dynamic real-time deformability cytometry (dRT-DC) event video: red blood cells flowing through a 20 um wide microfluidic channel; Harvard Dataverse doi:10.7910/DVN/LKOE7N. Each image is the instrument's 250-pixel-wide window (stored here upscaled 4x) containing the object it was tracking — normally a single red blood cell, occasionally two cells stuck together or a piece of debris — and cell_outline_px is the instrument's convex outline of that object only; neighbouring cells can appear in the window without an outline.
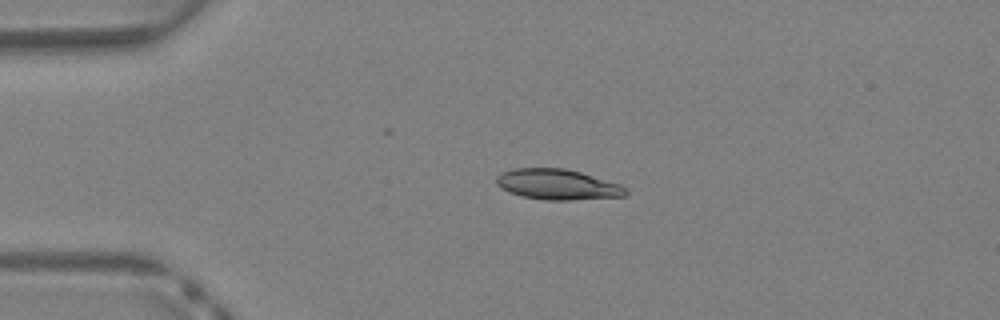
{"species": "Egyptian fruit bat (a non-hibernating species)", "species_latin": "Rousettus aegyptiacus", "temperature_condition": "warm", "stored_images_in_passage": 38, "camera_frame_rate_fps": 3000, "um_per_image_px": 0.085, "animal": {"sex": "female"}, "frame": {"image": 1, "passage_image": 8, "time_ms": 2.333, "image_size_px": [1000, 320], "cell_outline_px": [[628, 192], [624, 196], [568, 200], [544, 200], [524, 196], [508, 192], [500, 188], [496, 184], [496, 176], [512, 168], [564, 168], [580, 172], [620, 184], [628, 188]], "centroid_in_image_um": [47.38, 15.68], "position_along_channel_um": 37.6, "area_um2": 22.95}}
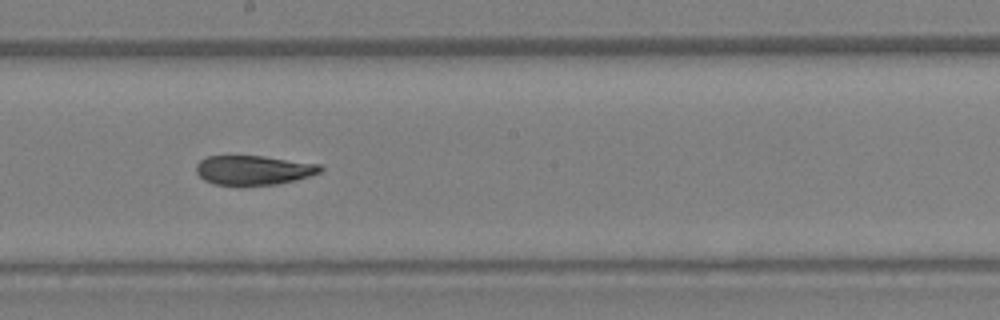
{"frame": {"image": 2, "passage_image": 21, "time_ms": 6.667, "image_size_px": [1000, 320], "cell_outline_px": [[324, 168], [320, 172], [296, 180], [276, 184], [240, 188], [216, 184], [204, 180], [196, 172], [196, 164], [200, 160], [208, 156], [264, 156], [320, 164]], "centroid_in_image_um": [21.53, 14.49], "position_along_channel_um": 226.7, "area_um2": 21.85}}
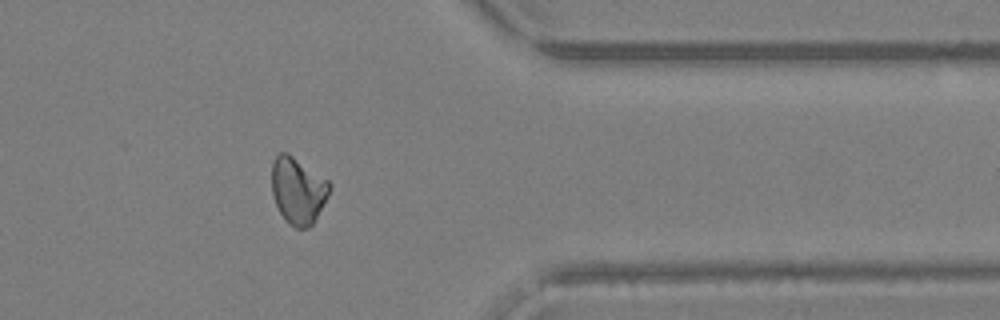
{"frame": {"image": 3, "passage_image": 31, "time_ms": 10.0, "image_size_px": [1000, 320], "cell_outline_px": [[332, 188], [328, 196], [312, 224], [308, 228], [296, 228], [280, 212], [276, 204], [272, 192], [272, 160], [280, 152], [288, 152], [328, 180], [332, 184]], "centroid_in_image_um": [25.34, 16.14], "position_along_channel_um": 386.1, "area_um2": 22.25}}